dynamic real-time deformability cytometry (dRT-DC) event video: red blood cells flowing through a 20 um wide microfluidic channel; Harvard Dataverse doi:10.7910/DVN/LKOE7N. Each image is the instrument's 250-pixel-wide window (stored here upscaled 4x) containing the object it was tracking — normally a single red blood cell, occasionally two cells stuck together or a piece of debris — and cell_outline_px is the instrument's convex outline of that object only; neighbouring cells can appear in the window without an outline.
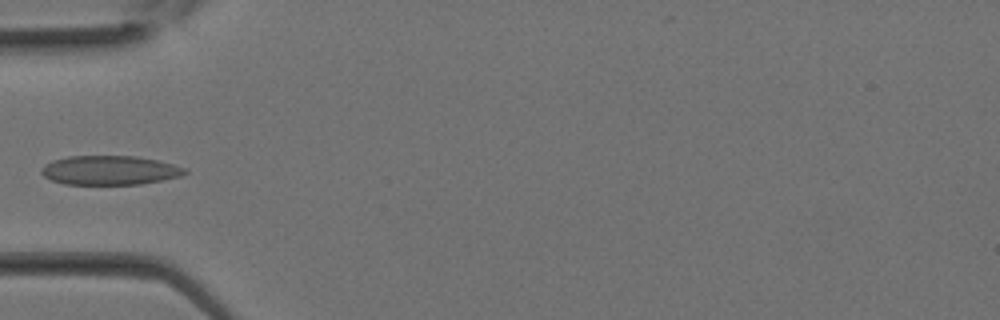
{"species": "Egyptian fruit bat (a non-hibernating species)", "species_latin": "Rousettus aegyptiacus", "temperature_condition": "room temperature", "stored_images_in_passage": 10, "camera_frame_rate_fps": 3000, "um_per_image_px": 0.085, "animal": {"sex": "female"}, "frame": {"image": 1, "passage_image": 5, "time_ms": 1.333, "image_size_px": [1000, 320], "cell_outline_px": [[188, 172], [180, 176], [140, 184], [64, 184], [52, 180], [44, 176], [40, 172], [40, 168], [44, 164], [52, 160], [68, 156], [136, 156], [156, 160], [172, 164], [184, 168]], "centroid_in_image_um": [9.27, 14.46], "position_along_channel_um": 75.7, "area_um2": 24.28}}
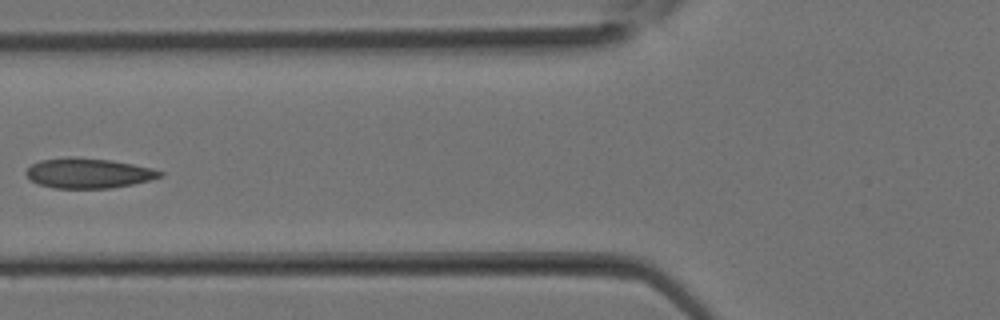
{"frame": {"image": 2, "passage_image": 7, "time_ms": 2.0, "image_size_px": [1000, 320], "cell_outline_px": [[164, 176], [132, 184], [108, 188], [52, 188], [40, 184], [32, 180], [24, 172], [32, 164], [40, 160], [68, 156], [76, 156], [112, 160], [152, 168], [164, 172]], "centroid_in_image_um": [7.51, 14.7], "position_along_channel_um": 118.3, "area_um2": 23.47}}
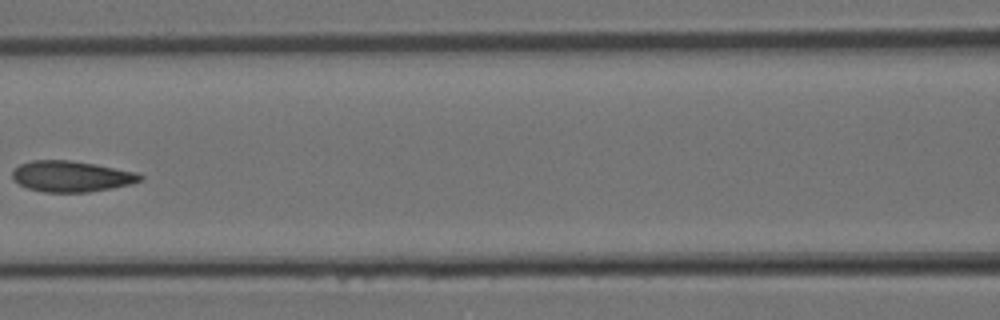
{"frame": {"image": 3, "passage_image": 9, "time_ms": 2.667, "image_size_px": [1000, 320], "cell_outline_px": [[144, 180], [132, 184], [112, 188], [88, 192], [44, 192], [28, 188], [12, 180], [12, 172], [20, 164], [32, 160], [72, 160], [96, 164], [136, 172], [144, 176]], "centroid_in_image_um": [6.09, 14.99], "position_along_channel_um": 160.5, "area_um2": 23.18}}